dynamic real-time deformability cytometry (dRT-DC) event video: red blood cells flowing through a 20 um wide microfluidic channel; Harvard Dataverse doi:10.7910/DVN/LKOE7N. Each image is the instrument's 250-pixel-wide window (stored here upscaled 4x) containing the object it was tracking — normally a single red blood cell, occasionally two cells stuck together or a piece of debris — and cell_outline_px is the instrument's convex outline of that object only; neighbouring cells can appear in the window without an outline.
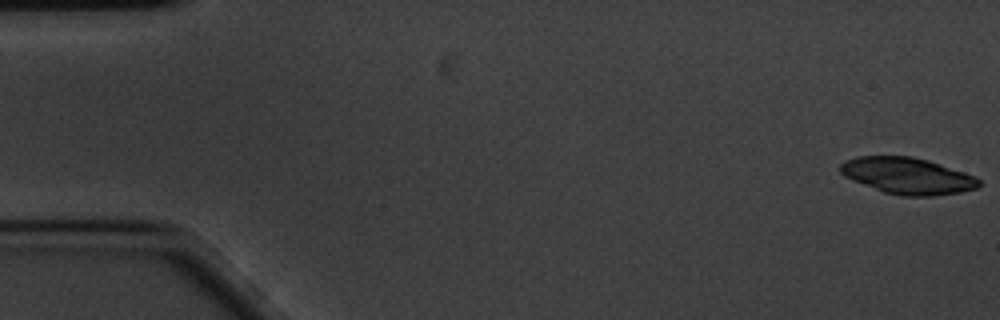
{"species": "common noctule bat (a hibernating species)", "species_latin": "Nyctalus noctula", "temperature_condition": "cold", "stored_images_in_passage": 16, "camera_frame_rate_fps": 3000, "um_per_image_px": 0.085, "animal": {"sex": "male", "body_mass_g": 20.1, "forearm_length_mm": 53.5}, "frame": {"image": 1, "passage_image": 1, "time_ms": 0.0, "image_size_px": [1000, 320], "cell_outline_px": [[980, 184], [976, 188], [960, 192], [932, 196], [900, 196], [884, 192], [852, 180], [844, 176], [840, 172], [840, 164], [844, 160], [856, 156], [912, 156], [928, 160], [976, 176], [980, 180]], "centroid_in_image_um": [77.12, 14.94], "position_along_channel_um": 7.9, "area_um2": 29.48}}